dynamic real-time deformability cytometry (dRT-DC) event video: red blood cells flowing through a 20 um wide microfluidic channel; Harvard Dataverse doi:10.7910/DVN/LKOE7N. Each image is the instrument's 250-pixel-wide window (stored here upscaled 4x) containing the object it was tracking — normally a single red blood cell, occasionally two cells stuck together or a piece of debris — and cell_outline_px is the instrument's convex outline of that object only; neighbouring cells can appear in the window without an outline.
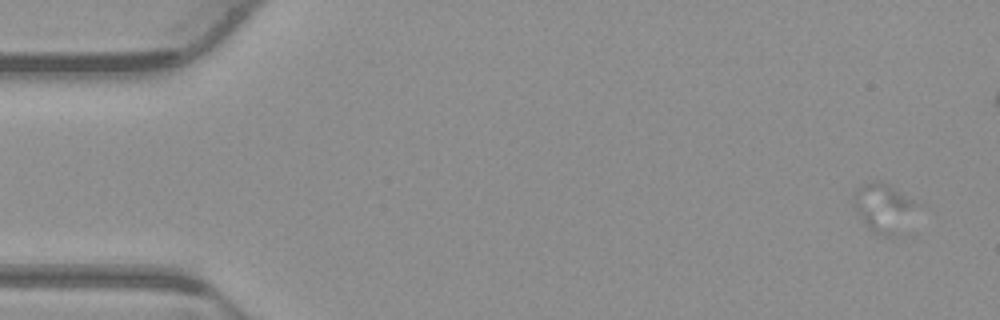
{"species": "common noctule bat (a hibernating species)", "species_latin": "Nyctalus noctula", "temperature_condition": "warm", "stored_images_in_passage": 30, "camera_frame_rate_fps": 3000, "um_per_image_px": 0.085, "animal": {"sex": "male", "body_mass_g": 23.1, "forearm_length_mm": 52.7}, "frame": {"image": 1, "passage_image": 5, "time_ms": 1.333, "image_size_px": [1000, 320], "cell_outline_px": [[916, 204], [896, 232], [892, 236], [880, 236], [872, 232], [868, 228], [856, 212], [852, 204], [852, 192], [856, 188], [872, 180], [880, 180], [892, 184], [912, 200]], "centroid_in_image_um": [74.94, 17.58], "position_along_channel_um": 10.1, "area_um2": 17.46}}
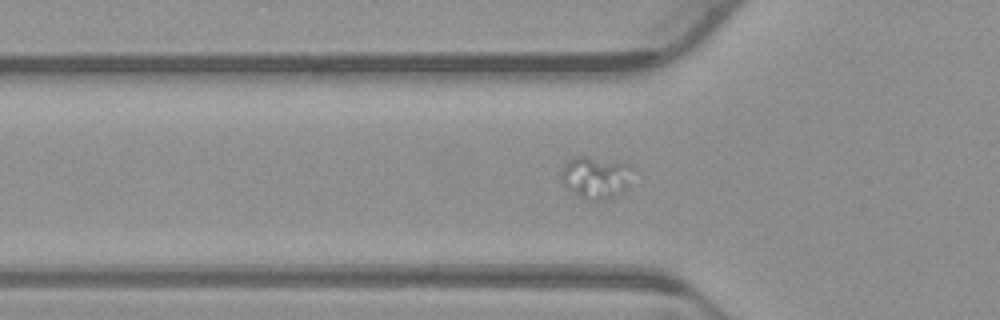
{"frame": {"image": 2, "passage_image": 22, "time_ms": 7.0, "image_size_px": [1000, 320], "cell_outline_px": [[632, 168], [628, 188], [612, 200], [588, 200], [580, 196], [560, 184], [560, 176], [564, 164], [572, 156], [584, 156], [628, 164]], "centroid_in_image_um": [50.61, 15.1], "position_along_channel_um": 75.2, "area_um2": 17.8}}
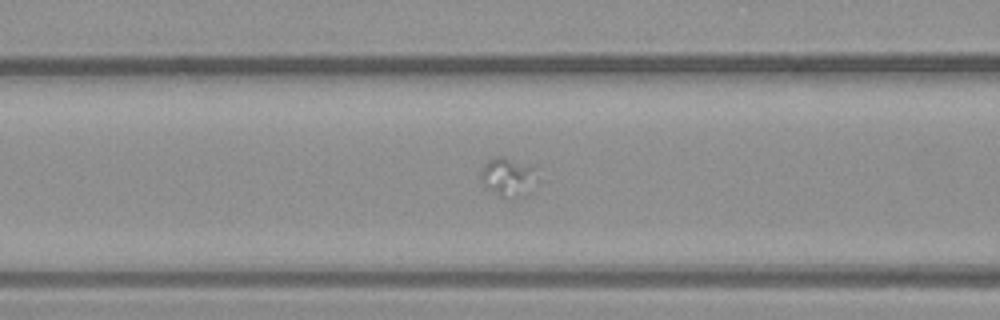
{"frame": {"image": 3, "passage_image": 26, "time_ms": 8.333, "image_size_px": [1000, 320], "cell_outline_px": [[548, 180], [528, 196], [508, 200], [500, 196], [488, 188], [480, 180], [480, 172], [484, 164], [488, 160], [496, 156], [500, 156], [532, 168]], "centroid_in_image_um": [43.37, 15.15], "position_along_channel_um": 123.2, "area_um2": 13.76}}